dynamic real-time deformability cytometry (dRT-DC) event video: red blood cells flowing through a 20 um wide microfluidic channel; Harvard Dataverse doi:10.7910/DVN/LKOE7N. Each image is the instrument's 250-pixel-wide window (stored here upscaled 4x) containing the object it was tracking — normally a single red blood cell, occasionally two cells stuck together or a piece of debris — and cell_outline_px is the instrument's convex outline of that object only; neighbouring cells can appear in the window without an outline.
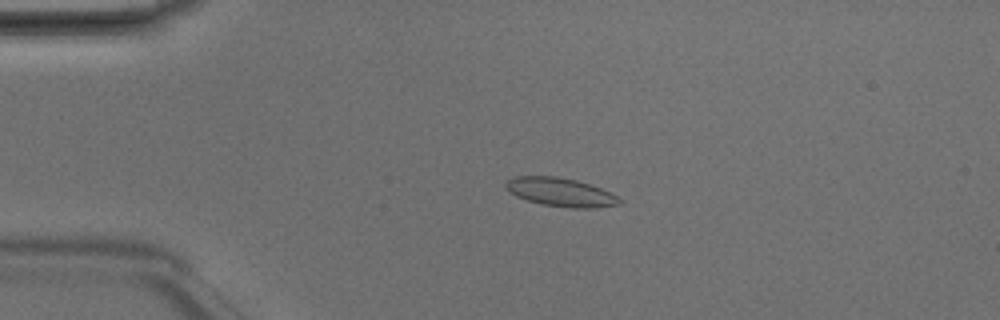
{"species": "Egyptian fruit bat (a non-hibernating species)", "species_latin": "Rousettus aegyptiacus", "temperature_condition": "room temperature", "stored_images_in_passage": 41, "camera_frame_rate_fps": 3000, "um_per_image_px": 0.085, "animal": {"sex": "male"}, "frame": {"image": 1, "passage_image": 3, "time_ms": 0.667, "image_size_px": [1000, 320], "cell_outline_px": [[624, 200], [620, 204], [596, 208], [572, 208], [540, 204], [516, 196], [504, 188], [504, 184], [508, 180], [516, 176], [556, 176], [576, 180], [600, 188]], "centroid_in_image_um": [47.64, 16.34], "position_along_channel_um": 37.4, "area_um2": 18.9}}
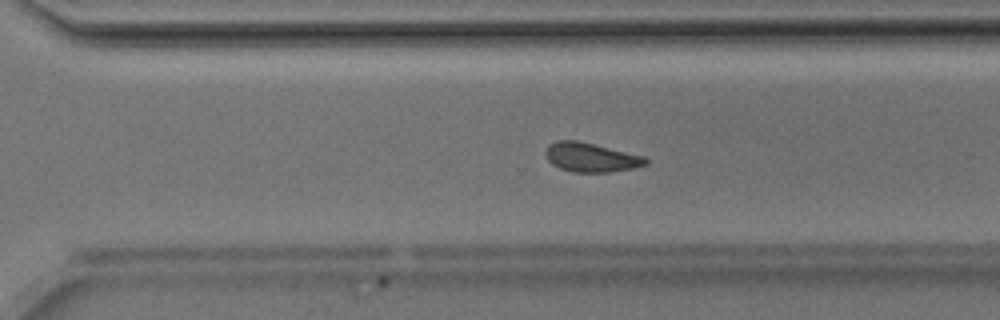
{"frame": {"image": 2, "passage_image": 26, "time_ms": 8.333, "image_size_px": [1000, 320], "cell_outline_px": [[648, 164], [632, 168], [608, 172], [572, 172], [560, 168], [552, 164], [548, 160], [544, 152], [548, 144], [556, 140], [576, 140], [644, 156], [648, 160]], "centroid_in_image_um": [50.19, 13.37], "position_along_channel_um": 320.4, "area_um2": 16.94}}
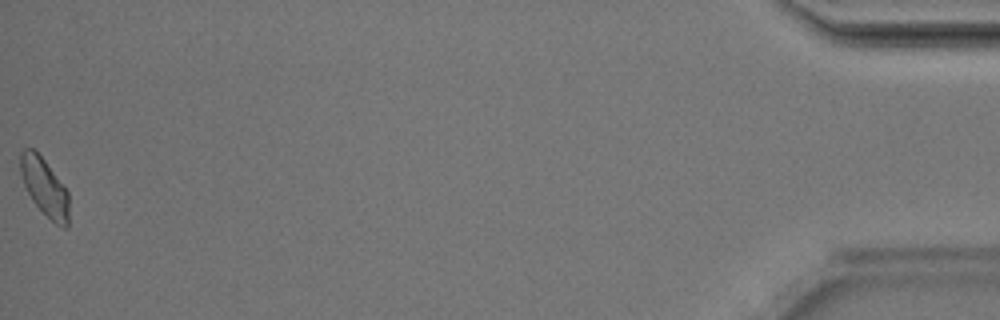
{"frame": {"image": 3, "passage_image": 41, "time_ms": 13.333, "image_size_px": [1000, 320], "cell_outline_px": [[68, 228], [64, 228], [56, 224], [32, 200], [24, 184], [20, 172], [20, 152], [24, 148], [32, 148], [44, 160], [68, 192]], "centroid_in_image_um": [3.77, 15.89], "position_along_channel_um": 431.4, "area_um2": 15.9}, "authors_computed_cell_mechanics": {"area_um2": 16.9354, "velocity_mm_per_s": 4.1677, "shape_relaxation_time_tau1_ms": 11.1978, "shape_relaxation_time_tau2_ms": 3.7356, "deformation_change_tau1": 0.1958, "deformation_change_tau2": 0.094}}